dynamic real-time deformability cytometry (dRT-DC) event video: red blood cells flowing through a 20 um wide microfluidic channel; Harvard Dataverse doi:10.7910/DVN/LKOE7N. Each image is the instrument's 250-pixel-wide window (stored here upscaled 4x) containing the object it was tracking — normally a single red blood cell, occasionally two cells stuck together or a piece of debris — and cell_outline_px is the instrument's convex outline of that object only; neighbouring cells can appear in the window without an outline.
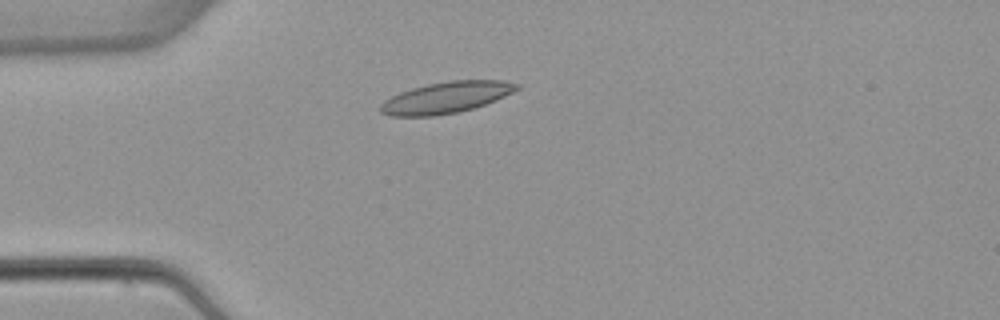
{"species": "common noctule bat (a hibernating species)", "species_latin": "Nyctalus noctula", "temperature_condition": "warm", "stored_images_in_passage": 3, "camera_frame_rate_fps": 3000, "um_per_image_px": 0.085, "animal": {"sex": "female", "body_mass_g": 22.7, "forearm_length_mm": 54.2}, "frame": {"image": 1, "passage_image": 3, "time_ms": 2.333, "image_size_px": [1000, 320], "cell_outline_px": [[524, 84], [520, 88], [496, 100], [476, 108], [436, 116], [388, 116], [380, 112], [380, 104], [384, 100], [400, 92], [412, 88], [428, 84], [452, 80], [500, 80]], "centroid_in_image_um": [37.94, 8.29], "position_along_channel_um": 47.1, "area_um2": 25.03}}